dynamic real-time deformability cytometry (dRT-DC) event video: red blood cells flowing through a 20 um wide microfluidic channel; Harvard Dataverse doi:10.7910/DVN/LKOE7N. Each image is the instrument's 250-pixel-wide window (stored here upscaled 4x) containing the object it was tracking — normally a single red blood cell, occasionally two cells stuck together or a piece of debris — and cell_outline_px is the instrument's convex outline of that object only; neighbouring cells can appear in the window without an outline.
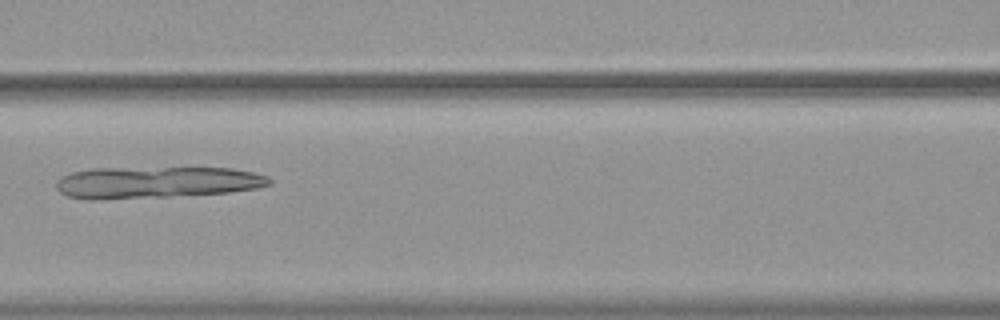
{"species": "common noctule bat (a hibernating species)", "species_latin": "Nyctalus noctula", "temperature_condition": "warm", "stored_images_in_passage": 54, "camera_frame_rate_fps": 3000, "um_per_image_px": 0.085, "animal": {"sex": "female", "body_mass_g": 19.9}, "frame": {"image": 1, "passage_image": 25, "time_ms": 8.0, "image_size_px": [1000, 320], "cell_outline_px": [[272, 184], [256, 188], [228, 192], [168, 196], [100, 200], [88, 200], [68, 196], [60, 192], [56, 188], [56, 180], [60, 176], [72, 172], [92, 168], [232, 168], [256, 172], [268, 176], [272, 180]], "centroid_in_image_um": [13.26, 15.5], "position_along_channel_um": 153.3, "area_um2": 39.54}}
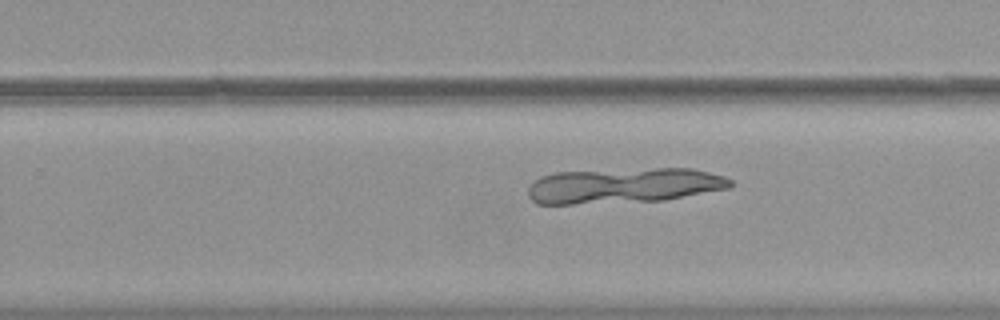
{"frame": {"image": 2, "passage_image": 35, "time_ms": 11.333, "image_size_px": [1000, 320], "cell_outline_px": [[732, 184], [728, 188], [664, 200], [572, 204], [536, 204], [528, 196], [528, 188], [540, 176], [556, 172], [656, 168], [692, 168], [724, 176], [732, 180]], "centroid_in_image_um": [53.0, 15.77], "position_along_channel_um": 276.8, "area_um2": 41.5}}
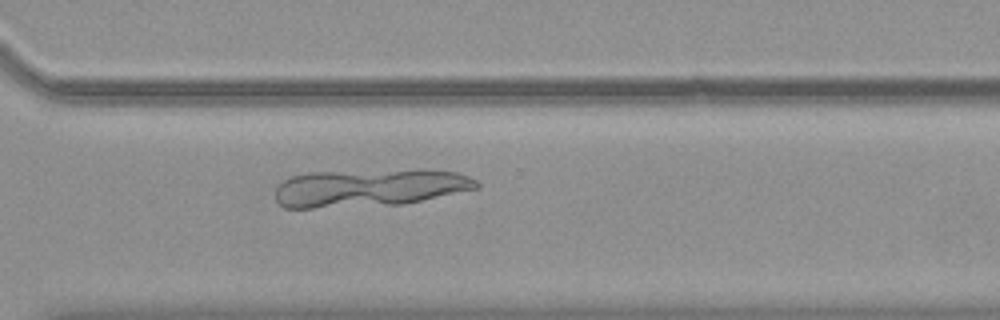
{"frame": {"image": 3, "passage_image": 40, "time_ms": 13.0, "image_size_px": [1000, 320], "cell_outline_px": [[480, 188], [404, 204], [312, 208], [284, 208], [276, 200], [276, 188], [284, 180], [292, 176], [308, 172], [420, 168], [456, 172], [468, 176], [476, 180], [480, 184]], "centroid_in_image_um": [31.43, 15.94], "position_along_channel_um": 339.2, "area_um2": 44.97}}